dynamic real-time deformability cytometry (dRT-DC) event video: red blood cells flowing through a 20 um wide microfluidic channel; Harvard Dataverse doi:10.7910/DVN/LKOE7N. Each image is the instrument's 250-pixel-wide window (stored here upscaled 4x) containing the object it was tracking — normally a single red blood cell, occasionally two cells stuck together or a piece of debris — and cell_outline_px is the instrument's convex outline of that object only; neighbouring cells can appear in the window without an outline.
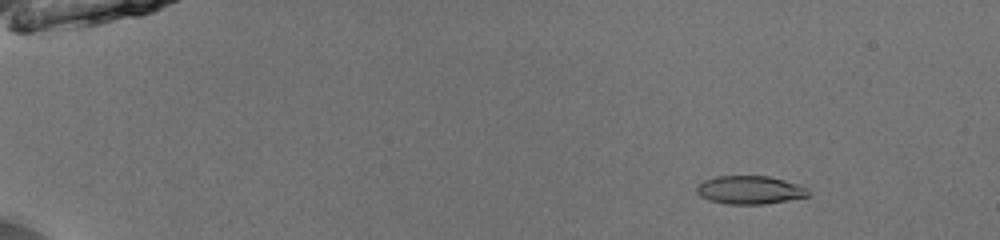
{"species": "common noctule bat (a hibernating species)", "species_latin": "Nyctalus noctula", "temperature_condition": "room temperature", "stored_images_in_passage": 53, "camera_frame_rate_fps": 3000, "um_per_image_px": 0.085, "animal": {"sex": "male", "body_mass_g": 13.0, "forearm_length_mm": 53.1}, "frame": {"image": 1, "passage_image": 8, "time_ms": 2.333, "image_size_px": [1000, 240], "cell_outline_px": [[808, 196], [788, 200], [764, 204], [728, 204], [708, 200], [700, 196], [696, 192], [696, 188], [704, 180], [716, 176], [768, 176], [784, 180], [796, 184], [804, 188], [808, 192]], "centroid_in_image_um": [63.68, 16.15], "position_along_channel_um": 21.3, "area_um2": 18.15}}
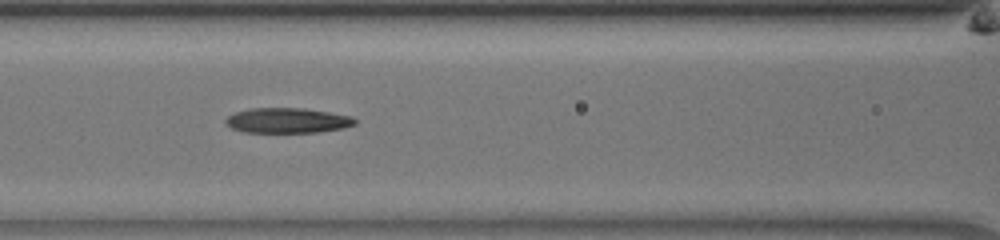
{"frame": {"image": 2, "passage_image": 26, "time_ms": 8.333, "image_size_px": [1000, 240], "cell_outline_px": [[356, 124], [344, 128], [320, 132], [244, 132], [232, 128], [224, 120], [228, 116], [236, 112], [248, 108], [304, 108], [352, 116], [356, 120]], "centroid_in_image_um": [24.45, 10.24], "position_along_channel_um": 142.1, "area_um2": 18.9}}
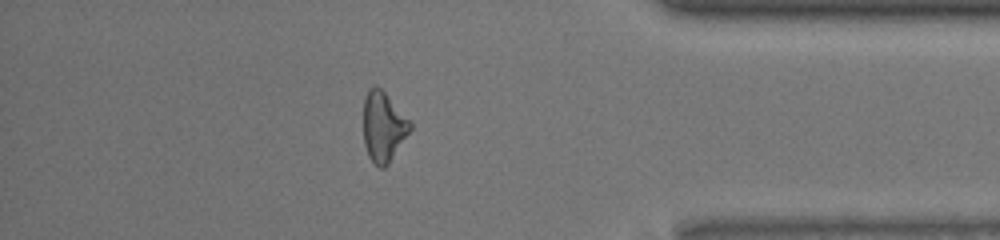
{"frame": {"image": 3, "passage_image": 47, "time_ms": 15.333, "image_size_px": [1000, 240], "cell_outline_px": [[412, 128], [388, 164], [384, 168], [380, 168], [368, 156], [364, 144], [364, 96], [368, 88], [372, 84], [380, 88], [384, 92], [412, 124]], "centroid_in_image_um": [32.56, 10.76], "position_along_channel_um": 402.6, "area_um2": 18.79}, "authors_computed_cell_mechanics": {"area_um2": 18.785, "velocity_mm_per_s": 3.9937, "shape_relaxation_time_tau1_ms": null, "shape_relaxation_time_tau2_ms": 7.3876, "deformation_change_tau1": null, "deformation_change_tau2": 0.1954}}